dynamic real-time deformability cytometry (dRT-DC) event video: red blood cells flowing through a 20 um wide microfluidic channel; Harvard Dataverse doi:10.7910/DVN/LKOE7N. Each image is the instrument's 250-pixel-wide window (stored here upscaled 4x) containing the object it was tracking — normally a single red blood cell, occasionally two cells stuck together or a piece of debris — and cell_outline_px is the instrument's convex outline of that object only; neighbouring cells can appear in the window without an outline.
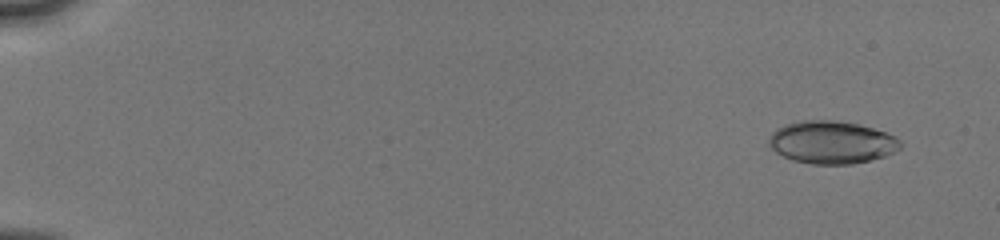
{"species": "human", "species_latin": "Homo sapiens", "temperature_condition": "cold", "stored_images_in_passage": 41, "camera_frame_rate_fps": 3000, "um_per_image_px": 0.085, "donor": {"sex": "male"}, "frame": {"image": 1, "passage_image": 2, "time_ms": 1.0, "image_size_px": [1000, 240], "cell_outline_px": [[900, 148], [884, 156], [852, 164], [812, 164], [792, 160], [776, 152], [768, 144], [768, 140], [772, 132], [776, 128], [784, 124], [804, 120], [832, 120], [856, 124], [872, 128], [896, 136], [900, 140]], "centroid_in_image_um": [70.65, 12.09], "position_along_channel_um": 14.3, "area_um2": 32.48}}
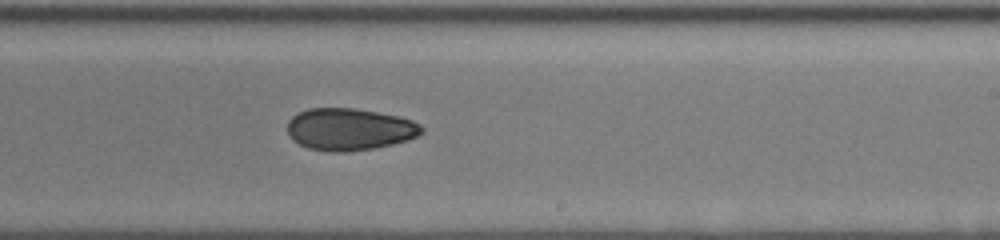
{"frame": {"image": 2, "passage_image": 23, "time_ms": 11.0, "image_size_px": [1000, 240], "cell_outline_px": [[424, 132], [408, 140], [392, 144], [372, 148], [344, 152], [332, 152], [308, 148], [292, 140], [288, 136], [288, 120], [292, 116], [308, 108], [352, 108], [400, 116], [412, 120], [420, 124], [424, 128]], "centroid_in_image_um": [29.7, 10.98], "position_along_channel_um": 259.3, "area_um2": 32.95}}
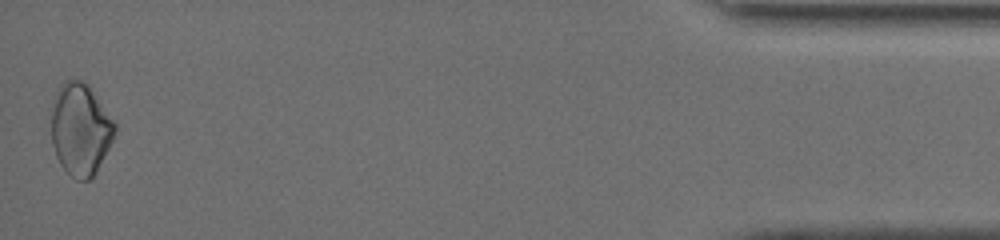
{"frame": {"image": 3, "passage_image": 40, "time_ms": 17.0, "image_size_px": [1000, 240], "cell_outline_px": [[116, 132], [108, 148], [92, 176], [88, 180], [76, 180], [60, 164], [56, 156], [52, 144], [52, 108], [56, 92], [60, 84], [64, 80], [80, 80], [88, 84], [116, 120]], "centroid_in_image_um": [6.85, 10.94], "position_along_channel_um": 428.4, "area_um2": 33.99}, "authors_computed_cell_mechanics": {"area_um2": 32.7148, "velocity_mm_per_s": 4.0723, "shape_relaxation_time_tau1_ms": null, "shape_relaxation_time_tau2_ms": 10.9312, "deformation_change_tau1": null, "deformation_change_tau2": 0.1639}}